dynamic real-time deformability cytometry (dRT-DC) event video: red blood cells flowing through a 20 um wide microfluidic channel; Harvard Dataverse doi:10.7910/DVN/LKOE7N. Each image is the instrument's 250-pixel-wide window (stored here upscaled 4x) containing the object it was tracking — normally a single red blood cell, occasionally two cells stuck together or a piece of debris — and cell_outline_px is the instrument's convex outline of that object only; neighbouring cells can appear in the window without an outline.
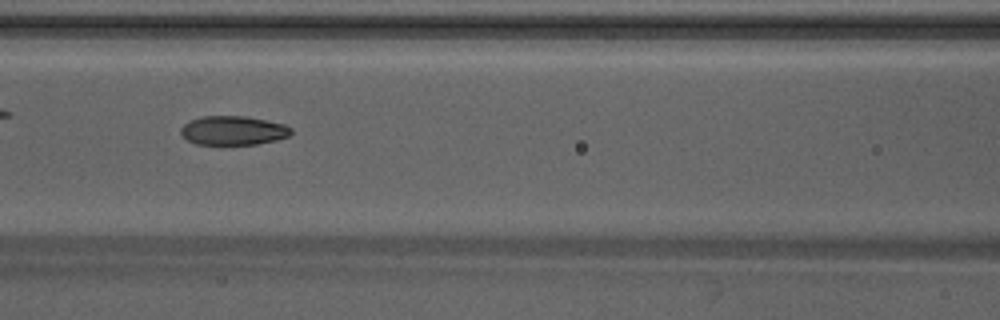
{"species": "Egyptian fruit bat (a non-hibernating species)", "species_latin": "Rousettus aegyptiacus", "temperature_condition": "warm", "stored_images_in_passage": 49, "camera_frame_rate_fps": 3000, "um_per_image_px": 0.085, "animal": {"sex": "male"}, "frame": {"image": 1, "passage_image": 22, "time_ms": 7.0, "image_size_px": [1000, 320], "cell_outline_px": [[292, 132], [288, 136], [276, 140], [256, 144], [196, 144], [188, 140], [180, 132], [180, 128], [184, 124], [192, 120], [204, 116], [248, 116], [284, 124], [292, 128]], "centroid_in_image_um": [19.84, 11.09], "position_along_channel_um": 146.8, "area_um2": 18.55}}
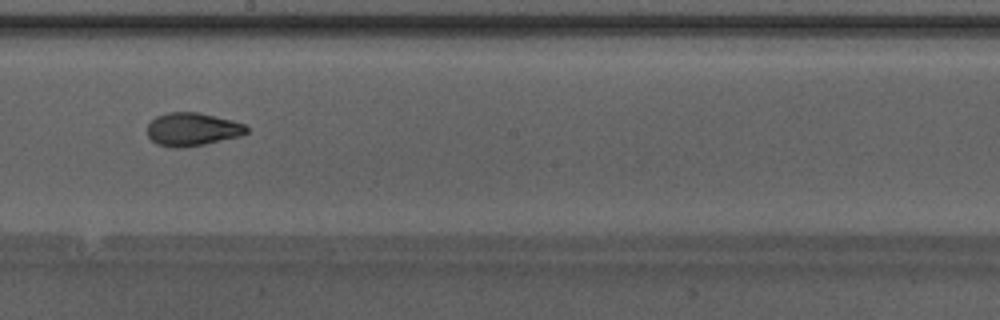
{"frame": {"image": 2, "passage_image": 28, "time_ms": 9.0, "image_size_px": [1000, 320], "cell_outline_px": [[248, 132], [240, 136], [204, 144], [180, 148], [176, 148], [156, 144], [148, 136], [148, 124], [156, 116], [168, 112], [196, 112], [232, 120], [244, 124], [248, 128]], "centroid_in_image_um": [16.34, 10.99], "position_along_channel_um": 231.9, "area_um2": 19.07}, "authors_computed_cell_mechanics": {"area_um2": 19.652, "velocity_mm_per_s": 4.2639, "shape_relaxation_time_tau1_ms": 4.9627, "shape_relaxation_time_tau2_ms": 1.467, "deformation_change_tau1": 0.186, "deformation_change_tau2": 0.0641}}